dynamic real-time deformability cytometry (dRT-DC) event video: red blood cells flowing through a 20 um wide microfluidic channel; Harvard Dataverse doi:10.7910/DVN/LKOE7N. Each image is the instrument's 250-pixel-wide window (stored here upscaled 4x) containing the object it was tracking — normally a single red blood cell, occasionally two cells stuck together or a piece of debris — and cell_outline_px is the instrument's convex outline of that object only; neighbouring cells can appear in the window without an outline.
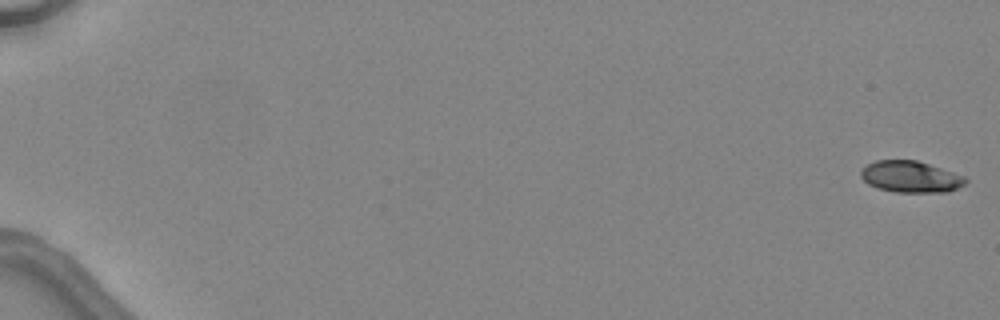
{"species": "common noctule bat (a hibernating species)", "species_latin": "Nyctalus noctula", "temperature_condition": "warm", "stored_images_in_passage": 7, "camera_frame_rate_fps": 3000, "um_per_image_px": 0.085, "animal": {"sex": "female", "body_mass_g": 24.6, "forearm_length_mm": 56.2}, "frame": {"image": 1, "passage_image": 1, "time_ms": 0.0, "image_size_px": [1000, 320], "cell_outline_px": [[968, 180], [964, 184], [948, 192], [896, 192], [876, 188], [868, 184], [860, 176], [860, 172], [868, 164], [876, 160], [916, 160], [964, 176]], "centroid_in_image_um": [77.38, 15.03], "position_along_channel_um": 7.6, "area_um2": 19.02}}
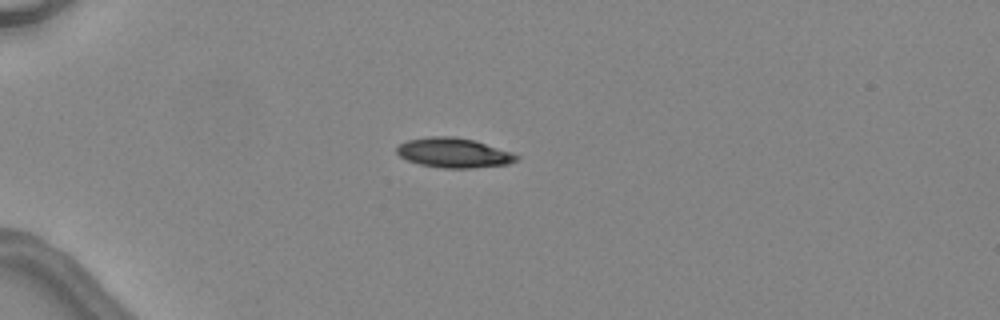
{"frame": {"image": 2, "passage_image": 4, "time_ms": 4.667, "image_size_px": [1000, 320], "cell_outline_px": [[520, 160], [508, 164], [472, 168], [440, 168], [420, 164], [408, 160], [400, 156], [396, 152], [396, 148], [400, 144], [408, 140], [428, 136], [452, 136], [476, 140], [512, 152], [520, 156]], "centroid_in_image_um": [38.61, 12.99], "position_along_channel_um": 46.4, "area_um2": 20.92}}